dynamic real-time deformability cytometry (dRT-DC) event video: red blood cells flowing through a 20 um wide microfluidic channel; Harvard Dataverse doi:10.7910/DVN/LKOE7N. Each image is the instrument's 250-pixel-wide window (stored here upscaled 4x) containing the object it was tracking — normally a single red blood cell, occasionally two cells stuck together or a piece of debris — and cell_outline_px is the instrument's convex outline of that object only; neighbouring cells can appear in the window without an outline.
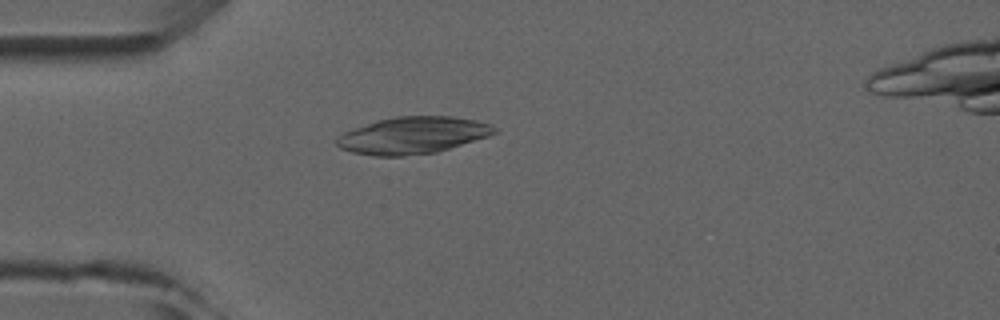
{"species": "common noctule bat (a hibernating species)", "species_latin": "Nyctalus noctula", "temperature_condition": "room temperature", "stored_images_in_passage": 4, "camera_frame_rate_fps": 3000, "um_per_image_px": 0.085, "animal": {"sex": "male", "forearm_length_mm": 52.5}, "frame": {"image": 1, "passage_image": 4, "time_ms": 3.333, "image_size_px": [1000, 320], "cell_outline_px": [[496, 132], [488, 136], [436, 152], [404, 156], [372, 156], [352, 152], [340, 148], [336, 144], [336, 140], [344, 132], [352, 128], [376, 120], [396, 116], [452, 116], [476, 120], [488, 124], [496, 128]], "centroid_in_image_um": [35.04, 11.5], "position_along_channel_um": 50.0, "area_um2": 33.81}}